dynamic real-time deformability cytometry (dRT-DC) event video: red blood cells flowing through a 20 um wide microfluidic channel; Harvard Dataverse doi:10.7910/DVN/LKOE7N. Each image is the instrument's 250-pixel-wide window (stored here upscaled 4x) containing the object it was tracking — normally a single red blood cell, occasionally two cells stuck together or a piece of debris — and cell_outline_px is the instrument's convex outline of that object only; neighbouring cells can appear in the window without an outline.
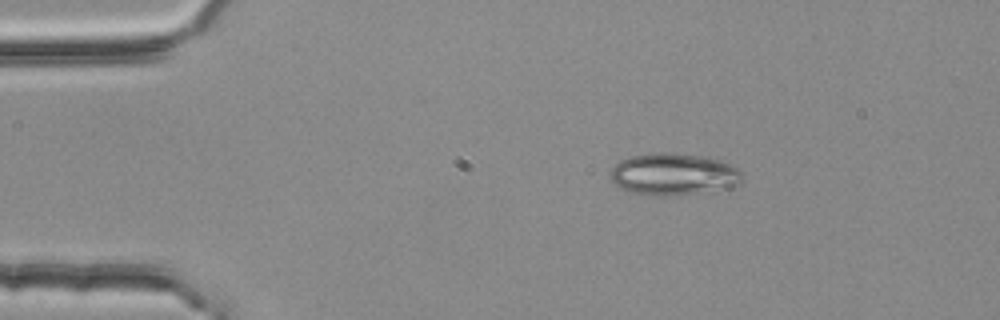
{"species": "common noctule bat (a hibernating species)", "species_latin": "Nyctalus noctula", "temperature_condition": "room temperature", "stored_images_in_passage": 4, "camera_frame_rate_fps": 3000, "um_per_image_px": 0.085, "animal": {"sex": "female", "body_mass_g": 25.1}, "frame": {"image": 1, "passage_image": 1, "time_ms": 0.0, "image_size_px": [1000, 320], "cell_outline_px": [[740, 180], [728, 188], [664, 196], [648, 196], [632, 192], [620, 188], [612, 180], [612, 168], [620, 160], [632, 156], [652, 152], [668, 152], [700, 156], [720, 160], [740, 168]], "centroid_in_image_um": [57.21, 14.8], "position_along_channel_um": 27.8, "area_um2": 31.79}}
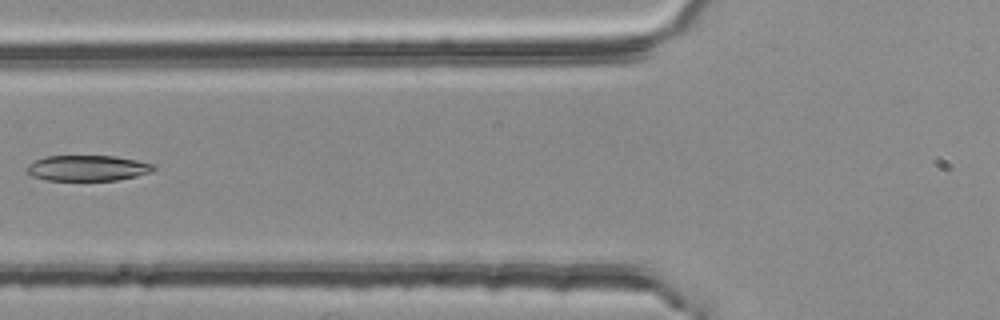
{"frame": {"image": 2, "passage_image": 4, "time_ms": 1.0, "image_size_px": [1000, 320], "cell_outline_px": [[156, 168], [152, 172], [136, 176], [116, 180], [48, 180], [32, 176], [28, 172], [28, 164], [36, 160], [48, 156], [116, 156], [156, 164]], "centroid_in_image_um": [7.5, 14.28], "position_along_channel_um": 118.3, "area_um2": 18.84}}